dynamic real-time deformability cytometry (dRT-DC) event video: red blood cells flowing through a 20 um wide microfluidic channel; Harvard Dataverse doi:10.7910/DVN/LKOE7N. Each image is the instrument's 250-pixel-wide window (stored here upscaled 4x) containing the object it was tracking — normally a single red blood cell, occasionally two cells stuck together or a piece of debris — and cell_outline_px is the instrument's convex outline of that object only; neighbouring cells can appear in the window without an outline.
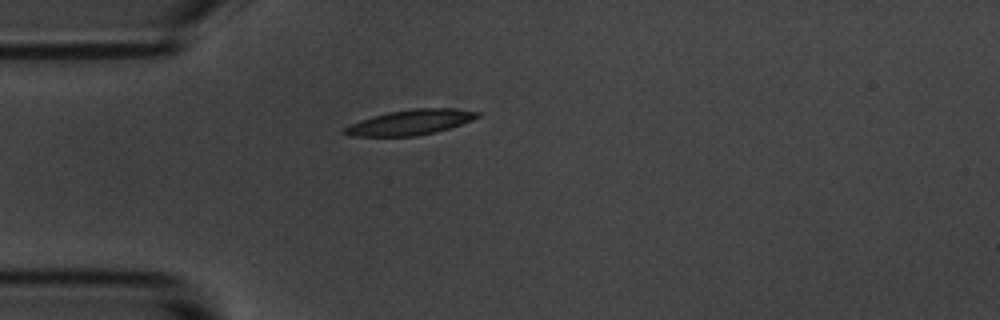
{"species": "common noctule bat (a hibernating species)", "species_latin": "Nyctalus noctula", "temperature_condition": "room temperature", "stored_images_in_passage": 2, "camera_frame_rate_fps": 3000, "um_per_image_px": 0.085, "animal": {"sex": "male", "body_mass_g": 20.1, "forearm_length_mm": 53.5}, "frame": {"image": 1, "passage_image": 2, "time_ms": 1.333, "image_size_px": [1000, 320], "cell_outline_px": [[484, 116], [436, 132], [416, 136], [348, 136], [340, 132], [348, 124], [372, 116], [388, 112], [412, 108], [456, 108], [484, 112]], "centroid_in_image_um": [34.91, 10.38], "position_along_channel_um": 50.1, "area_um2": 19.88}}